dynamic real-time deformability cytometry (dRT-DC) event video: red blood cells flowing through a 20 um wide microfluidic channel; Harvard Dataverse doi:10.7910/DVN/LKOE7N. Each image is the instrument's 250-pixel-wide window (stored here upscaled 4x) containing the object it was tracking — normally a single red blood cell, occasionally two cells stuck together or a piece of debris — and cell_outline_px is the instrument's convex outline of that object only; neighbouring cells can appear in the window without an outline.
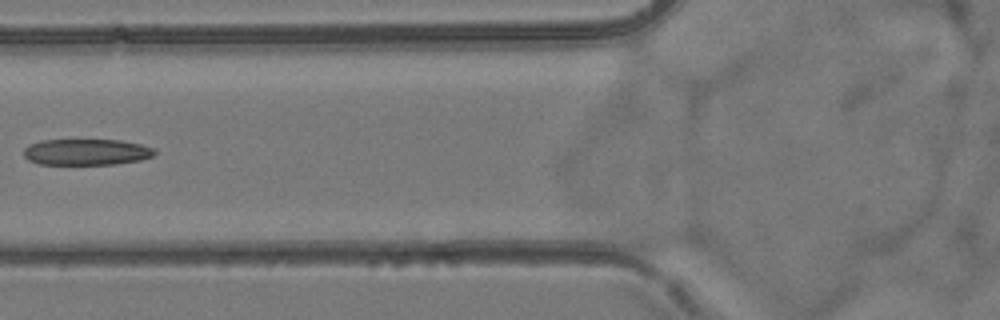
{"species": "common noctule bat (a hibernating species)", "species_latin": "Nyctalus noctula", "temperature_condition": "room temperature", "stored_images_in_passage": 7, "camera_frame_rate_fps": 3000, "um_per_image_px": 0.085, "animal": {"sex": "female", "body_mass_g": 24.6, "forearm_length_mm": 56.2}, "frame": {"image": 1, "passage_image": 6, "time_ms": 6.0, "image_size_px": [1000, 320], "cell_outline_px": [[156, 152], [152, 156], [140, 160], [116, 164], [40, 164], [28, 160], [24, 156], [24, 148], [28, 144], [40, 140], [120, 140], [140, 144], [156, 148]], "centroid_in_image_um": [7.34, 12.92], "position_along_channel_um": 118.5, "area_um2": 20.06}}
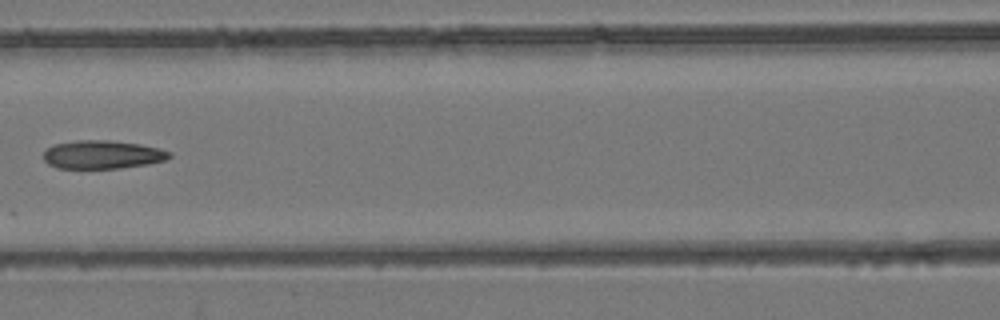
{"frame": {"image": 2, "passage_image": 7, "time_ms": 7.0, "image_size_px": [1000, 320], "cell_outline_px": [[172, 156], [164, 160], [148, 164], [120, 168], [56, 168], [48, 164], [44, 160], [44, 152], [48, 148], [56, 144], [76, 140], [108, 140], [140, 144], [160, 148], [172, 152]], "centroid_in_image_um": [8.73, 13.14], "position_along_channel_um": 157.9, "area_um2": 20.81}}